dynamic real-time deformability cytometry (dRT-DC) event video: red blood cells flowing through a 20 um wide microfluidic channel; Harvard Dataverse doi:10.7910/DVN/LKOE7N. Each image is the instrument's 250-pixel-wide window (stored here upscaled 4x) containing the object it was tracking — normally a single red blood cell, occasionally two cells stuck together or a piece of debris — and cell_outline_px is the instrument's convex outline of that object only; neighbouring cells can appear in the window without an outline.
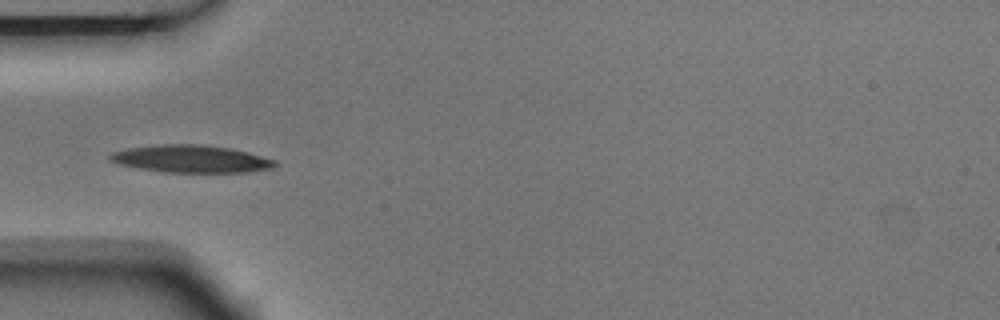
{"species": "Egyptian fruit bat (a non-hibernating species)", "species_latin": "Rousettus aegyptiacus", "temperature_condition": "room temperature", "stored_images_in_passage": 7, "camera_frame_rate_fps": 3000, "um_per_image_px": 0.085, "animal": {"sex": "male"}, "frame": {"image": 1, "passage_image": 6, "time_ms": 1.667, "image_size_px": [1000, 320], "cell_outline_px": [[276, 168], [248, 172], [164, 172], [140, 168], [120, 164], [108, 160], [108, 156], [112, 152], [128, 148], [160, 144], [200, 144], [232, 148], [248, 152], [276, 160]], "centroid_in_image_um": [16.27, 13.5], "position_along_channel_um": 68.7, "area_um2": 26.47}}
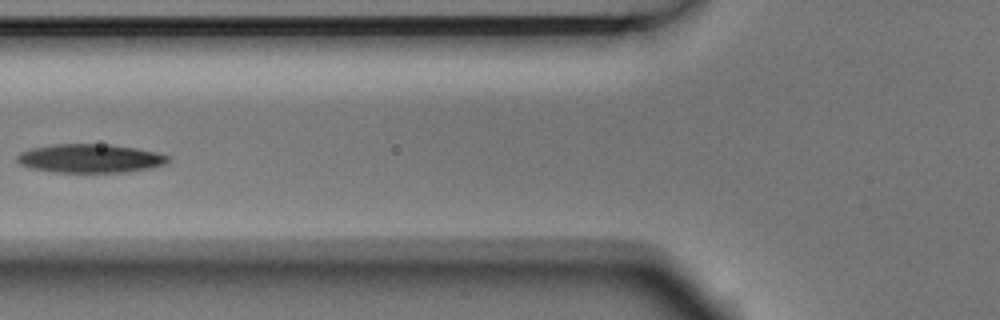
{"frame": {"image": 2, "passage_image": 7, "time_ms": 2.0, "image_size_px": [1000, 320], "cell_outline_px": [[172, 160], [164, 164], [152, 168], [128, 172], [52, 172], [28, 168], [20, 164], [16, 160], [16, 156], [20, 152], [32, 148], [52, 144], [108, 144], [136, 148], [156, 152], [172, 156]], "centroid_in_image_um": [7.68, 13.47], "position_along_channel_um": 118.1, "area_um2": 25.61}}